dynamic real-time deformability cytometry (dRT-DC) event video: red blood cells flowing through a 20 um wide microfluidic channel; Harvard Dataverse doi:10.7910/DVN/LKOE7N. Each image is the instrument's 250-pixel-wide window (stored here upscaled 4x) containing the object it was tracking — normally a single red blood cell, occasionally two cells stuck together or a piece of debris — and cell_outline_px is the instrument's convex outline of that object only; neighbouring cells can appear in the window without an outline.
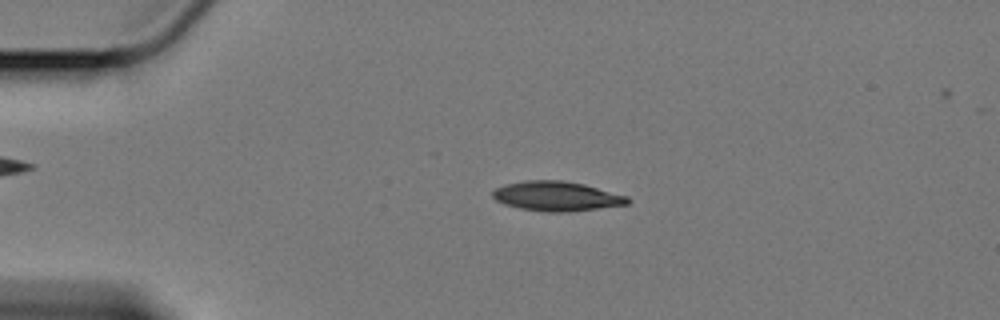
{"species": "Egyptian fruit bat (a non-hibernating species)", "species_latin": "Rousettus aegyptiacus", "temperature_condition": "cold", "stored_images_in_passage": 55, "camera_frame_rate_fps": 3000, "um_per_image_px": 0.085, "animal": {"sex": "female"}, "frame": {"image": 1, "passage_image": 9, "time_ms": 2.667, "image_size_px": [1000, 320], "cell_outline_px": [[632, 200], [628, 204], [568, 212], [544, 212], [520, 208], [504, 204], [496, 200], [492, 196], [492, 192], [496, 188], [504, 184], [524, 180], [564, 180], [584, 184], [628, 196]], "centroid_in_image_um": [47.31, 16.67], "position_along_channel_um": 37.7, "area_um2": 23.41}}
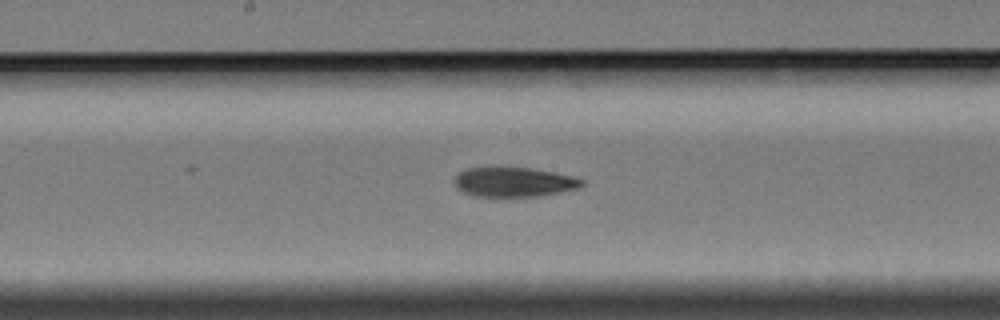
{"frame": {"image": 2, "passage_image": 27, "time_ms": 8.667, "image_size_px": [1000, 320], "cell_outline_px": [[584, 184], [580, 188], [540, 196], [476, 196], [464, 192], [456, 188], [456, 176], [460, 172], [468, 168], [484, 164], [500, 164], [532, 168], [572, 176], [584, 180]], "centroid_in_image_um": [43.65, 15.41], "position_along_channel_um": 204.5, "area_um2": 22.77}}
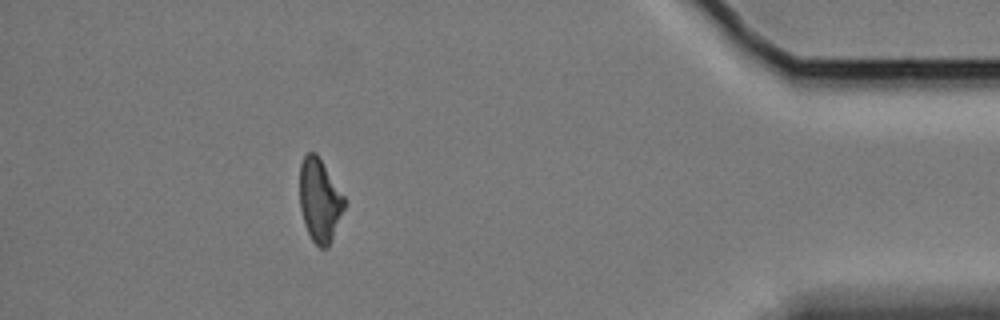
{"frame": {"image": 3, "passage_image": 49, "time_ms": 16.0, "image_size_px": [1000, 320], "cell_outline_px": [[344, 208], [332, 240], [328, 248], [320, 248], [312, 240], [304, 224], [300, 208], [300, 164], [304, 156], [308, 152], [316, 152], [344, 196]], "centroid_in_image_um": [27.16, 17.03], "position_along_channel_um": 408.0, "area_um2": 21.5}, "authors_computed_cell_mechanics": {"area_um2": 22.5998, "velocity_mm_per_s": 3.3938, "shape_relaxation_time_tau1_ms": 6.3185, "shape_relaxation_time_tau2_ms": 10.9125, "deformation_change_tau1": 0.1469, "deformation_change_tau2": 0.2111}}